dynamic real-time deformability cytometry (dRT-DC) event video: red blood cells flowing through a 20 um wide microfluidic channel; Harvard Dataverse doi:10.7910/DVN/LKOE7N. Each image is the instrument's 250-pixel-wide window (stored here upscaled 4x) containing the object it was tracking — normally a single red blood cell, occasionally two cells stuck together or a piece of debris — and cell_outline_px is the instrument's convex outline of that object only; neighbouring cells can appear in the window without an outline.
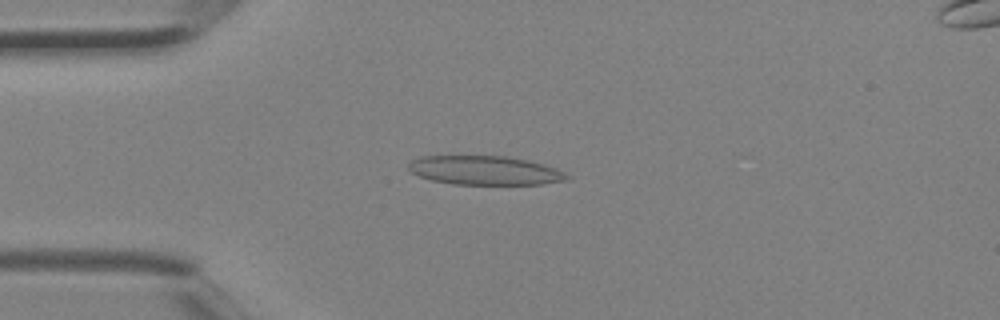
{"species": "Egyptian fruit bat (a non-hibernating species)", "species_latin": "Rousettus aegyptiacus", "temperature_condition": "room temperature", "stored_images_in_passage": 3, "camera_frame_rate_fps": 3000, "um_per_image_px": 0.085, "animal": {"sex": "female"}, "frame": {"image": 1, "passage_image": 3, "time_ms": 0.667, "image_size_px": [1000, 320], "cell_outline_px": [[572, 176], [568, 180], [544, 184], [452, 184], [432, 180], [420, 176], [412, 172], [408, 168], [408, 164], [412, 160], [420, 156], [508, 156], [528, 160], [544, 164], [556, 168]], "centroid_in_image_um": [41.26, 14.48], "position_along_channel_um": 43.7, "area_um2": 26.88}}